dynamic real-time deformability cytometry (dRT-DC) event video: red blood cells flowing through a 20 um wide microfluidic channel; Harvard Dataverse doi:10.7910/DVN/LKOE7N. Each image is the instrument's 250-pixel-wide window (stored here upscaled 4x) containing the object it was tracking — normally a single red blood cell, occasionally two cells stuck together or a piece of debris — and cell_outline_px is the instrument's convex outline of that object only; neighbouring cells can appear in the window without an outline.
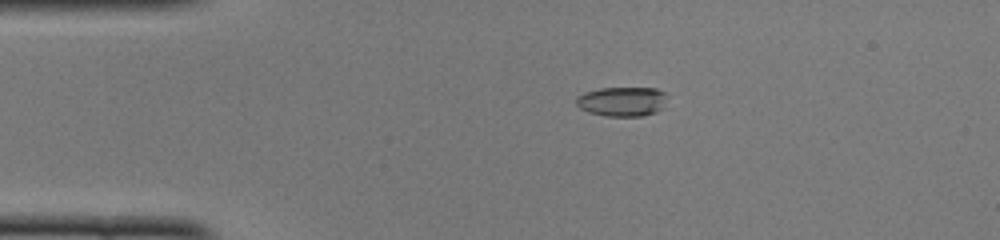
{"species": "common noctule bat (a hibernating species)", "species_latin": "Nyctalus noctula", "temperature_condition": "cold", "stored_images_in_passage": 43, "camera_frame_rate_fps": 3000, "um_per_image_px": 0.085, "animal": {"sex": "female", "body_mass_g": 22.0, "forearm_length_mm": 56.7}, "frame": {"image": 1, "passage_image": 4, "time_ms": 1.0, "image_size_px": [1000, 240], "cell_outline_px": [[664, 96], [660, 108], [652, 112], [640, 116], [608, 116], [588, 112], [580, 108], [576, 104], [576, 100], [584, 92], [600, 88], [656, 88], [664, 92]], "centroid_in_image_um": [52.8, 8.62], "position_along_channel_um": 32.2, "area_um2": 15.14}}
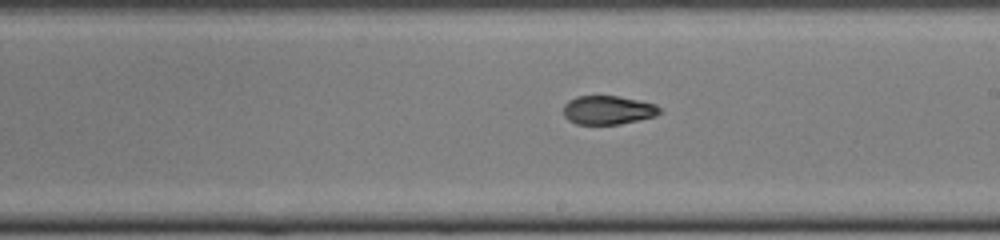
{"frame": {"image": 2, "passage_image": 22, "time_ms": 7.0, "image_size_px": [1000, 240], "cell_outline_px": [[660, 112], [656, 116], [620, 124], [576, 124], [568, 120], [564, 116], [564, 104], [568, 100], [576, 96], [620, 96], [656, 104], [660, 108]], "centroid_in_image_um": [51.66, 9.35], "position_along_channel_um": 237.3, "area_um2": 16.18}}
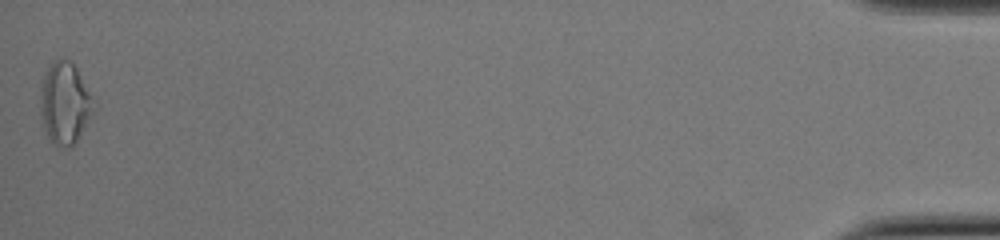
{"frame": {"image": 3, "passage_image": 43, "time_ms": 14.0, "image_size_px": [1000, 240], "cell_outline_px": [[88, 116], [76, 140], [68, 148], [56, 148], [48, 136], [40, 112], [40, 88], [44, 76], [52, 60], [60, 56], [68, 60], [76, 68], [88, 92]], "centroid_in_image_um": [5.38, 8.74], "position_along_channel_um": 429.8, "area_um2": 23.99}, "authors_computed_cell_mechanics": {"area_um2": 16.8776, "velocity_mm_per_s": 4.1157, "shape_relaxation_time_tau1_ms": null, "shape_relaxation_time_tau2_ms": 2.1115, "deformation_change_tau1": null, "deformation_change_tau2": 0.0725}}